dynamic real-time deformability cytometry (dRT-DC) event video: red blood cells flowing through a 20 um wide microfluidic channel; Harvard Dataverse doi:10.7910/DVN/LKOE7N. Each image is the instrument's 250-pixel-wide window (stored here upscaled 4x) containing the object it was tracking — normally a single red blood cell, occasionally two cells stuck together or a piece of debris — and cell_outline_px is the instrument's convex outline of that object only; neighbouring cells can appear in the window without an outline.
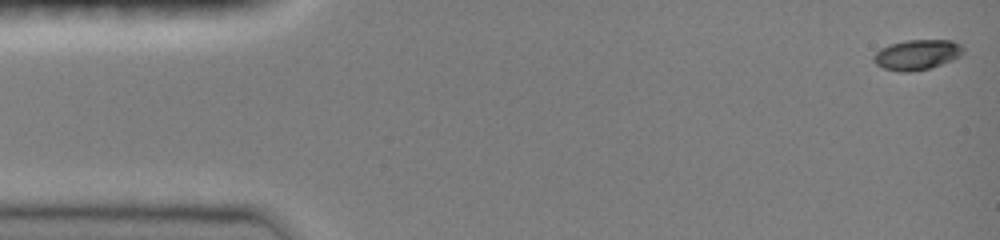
{"species": "common noctule bat (a hibernating species)", "species_latin": "Nyctalus noctula", "temperature_condition": "room temperature", "stored_images_in_passage": 47, "camera_frame_rate_fps": 3000, "um_per_image_px": 0.085, "animal": {"sex": "female", "body_mass_g": 19.0, "forearm_length_mm": 51.5}, "frame": {"image": 1, "passage_image": 1, "time_ms": 0.0, "image_size_px": [1000, 240], "cell_outline_px": [[964, 52], [960, 56], [952, 60], [928, 68], [908, 72], [900, 72], [884, 68], [876, 64], [872, 60], [872, 56], [880, 48], [888, 44], [908, 40], [952, 40], [960, 44], [964, 48]], "centroid_in_image_um": [77.93, 4.64], "position_along_channel_um": 7.1, "area_um2": 15.78}}
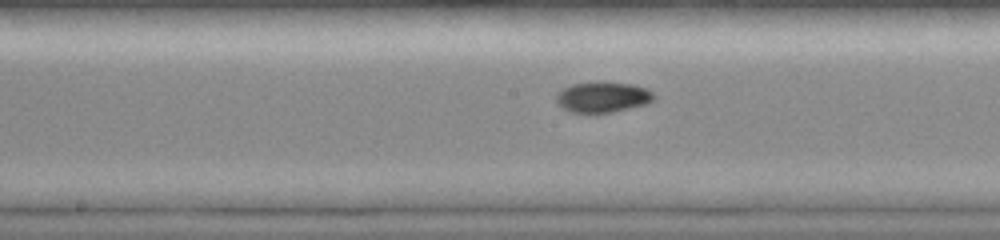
{"frame": {"image": 2, "passage_image": 24, "time_ms": 7.667, "image_size_px": [1000, 240], "cell_outline_px": [[656, 96], [648, 104], [612, 112], [568, 112], [556, 100], [556, 96], [564, 88], [572, 84], [632, 84], [648, 88]], "centroid_in_image_um": [51.29, 8.28], "position_along_channel_um": 196.9, "area_um2": 16.7}}
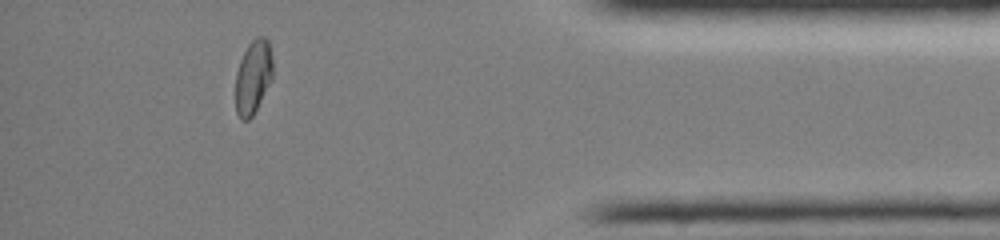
{"frame": {"image": 3, "passage_image": 42, "time_ms": 13.667, "image_size_px": [1000, 240], "cell_outline_px": [[272, 80], [252, 116], [248, 120], [244, 120], [236, 112], [236, 72], [240, 60], [248, 44], [256, 36], [264, 36], [268, 40], [272, 60]], "centroid_in_image_um": [21.52, 6.51], "position_along_channel_um": 413.7, "area_um2": 15.9}, "authors_computed_cell_mechanics": {"area_um2": 16.7042, "velocity_mm_per_s": 4.0798, "shape_relaxation_time_tau1_ms": 10.1944, "shape_relaxation_time_tau2_ms": 1.8319, "deformation_change_tau1": 0.264, "deformation_change_tau2": 0.0398}}